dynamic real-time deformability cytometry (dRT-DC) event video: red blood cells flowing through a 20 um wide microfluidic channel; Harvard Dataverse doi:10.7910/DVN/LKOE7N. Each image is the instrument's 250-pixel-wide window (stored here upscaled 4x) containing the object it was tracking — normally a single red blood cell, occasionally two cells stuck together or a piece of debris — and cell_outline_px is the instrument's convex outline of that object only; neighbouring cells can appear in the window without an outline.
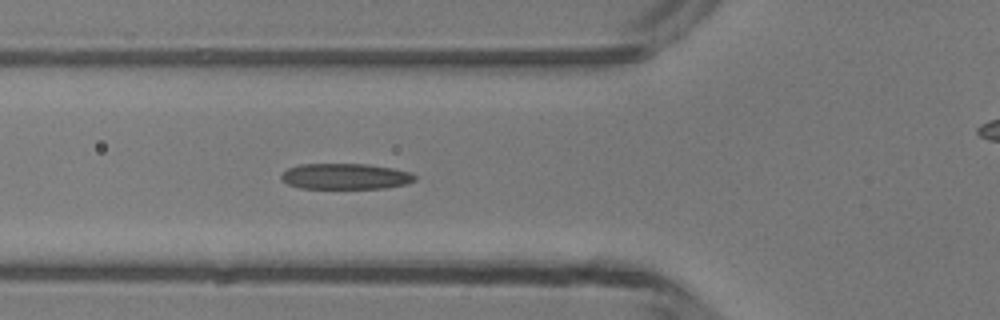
{"species": "common noctule bat (a hibernating species)", "species_latin": "Nyctalus noctula", "temperature_condition": "room temperature", "stored_images_in_passage": 34, "camera_frame_rate_fps": 3000, "um_per_image_px": 0.085, "animal": {"sex": "male", "body_mass_g": 13.3}, "frame": {"image": 1, "passage_image": 6, "time_ms": 1.667, "image_size_px": [1000, 320], "cell_outline_px": [[416, 180], [408, 184], [384, 188], [300, 188], [288, 184], [280, 180], [280, 176], [288, 168], [300, 164], [368, 164], [392, 168], [412, 172], [416, 176]], "centroid_in_image_um": [29.38, 14.99], "position_along_channel_um": 96.4, "area_um2": 20.23}}
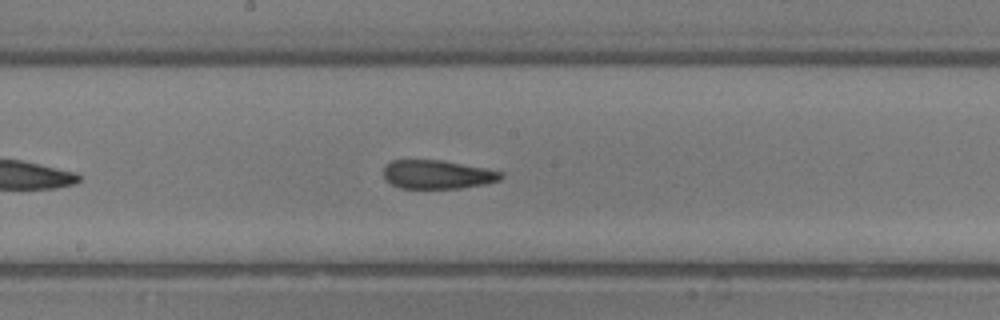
{"frame": {"image": 2, "passage_image": 14, "time_ms": 4.333, "image_size_px": [1000, 320], "cell_outline_px": [[504, 176], [500, 180], [488, 184], [460, 188], [400, 188], [384, 180], [384, 168], [392, 160], [440, 160], [484, 168], [504, 172]], "centroid_in_image_um": [37.2, 14.84], "position_along_channel_um": 211.0, "area_um2": 19.65}}
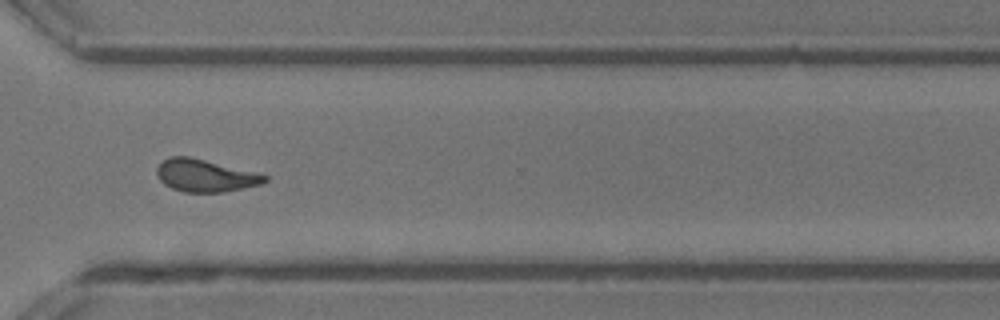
{"frame": {"image": 3, "passage_image": 24, "time_ms": 7.667, "image_size_px": [1000, 320], "cell_outline_px": [[268, 180], [260, 184], [244, 188], [224, 192], [184, 192], [172, 188], [164, 184], [160, 180], [156, 172], [156, 168], [164, 160], [172, 156], [188, 156], [256, 172], [268, 176]], "centroid_in_image_um": [17.44, 14.93], "position_along_channel_um": 353.2, "area_um2": 20.23}, "authors_computed_cell_mechanics": {"area_um2": 20.1144, "velocity_mm_per_s": 4.2712, "shape_relaxation_time_tau1_ms": null, "shape_relaxation_time_tau2_ms": 1.125, "deformation_change_tau1": null, "deformation_change_tau2": 0.0837}}